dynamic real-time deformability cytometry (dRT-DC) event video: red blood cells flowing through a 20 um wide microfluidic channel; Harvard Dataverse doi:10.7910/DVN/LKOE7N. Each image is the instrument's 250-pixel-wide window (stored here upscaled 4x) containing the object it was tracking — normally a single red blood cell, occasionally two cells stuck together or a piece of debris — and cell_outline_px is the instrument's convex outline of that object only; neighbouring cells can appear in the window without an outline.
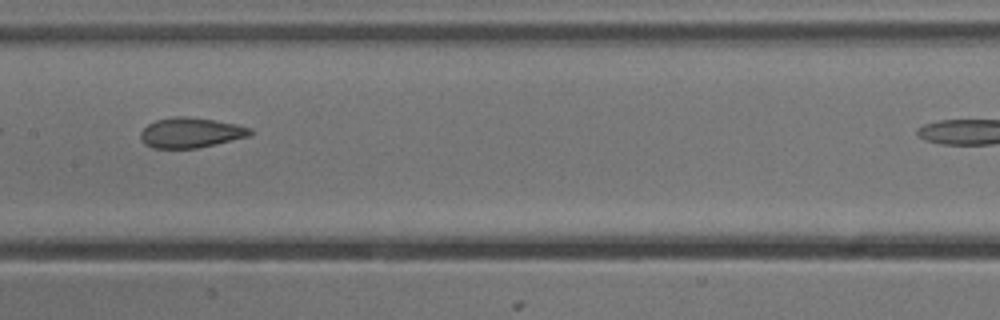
{"species": "common noctule bat (a hibernating species)", "species_latin": "Nyctalus noctula", "temperature_condition": "cold", "stored_images_in_passage": 7, "camera_frame_rate_fps": 3000, "um_per_image_px": 0.085, "animal": {"sex": "male", "body_mass_g": 13.3}, "frame": {"image": 1, "passage_image": 5, "time_ms": 1.333, "image_size_px": [1000, 320], "cell_outline_px": [[252, 136], [196, 148], [152, 148], [144, 144], [140, 136], [140, 132], [148, 124], [156, 120], [172, 116], [184, 116], [212, 120], [236, 124], [252, 128]], "centroid_in_image_um": [16.21, 11.28], "position_along_channel_um": 191.2, "area_um2": 19.25}}